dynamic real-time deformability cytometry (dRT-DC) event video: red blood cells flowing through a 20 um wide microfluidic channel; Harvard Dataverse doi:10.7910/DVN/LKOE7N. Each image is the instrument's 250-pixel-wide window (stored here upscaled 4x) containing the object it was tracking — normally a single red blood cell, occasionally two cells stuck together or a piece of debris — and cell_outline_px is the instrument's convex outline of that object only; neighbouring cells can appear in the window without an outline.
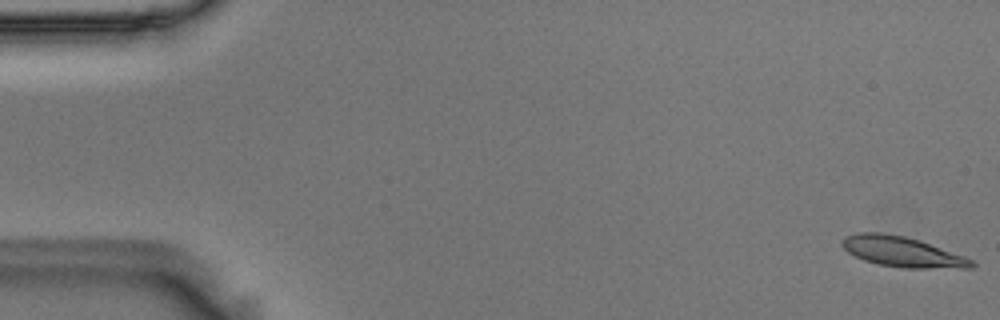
{"species": "Egyptian fruit bat (a non-hibernating species)", "species_latin": "Rousettus aegyptiacus", "temperature_condition": "room temperature", "stored_images_in_passage": 56, "camera_frame_rate_fps": 3000, "um_per_image_px": 0.085, "animal": {"sex": "male"}, "frame": {"image": 1, "passage_image": 1, "time_ms": 0.0, "image_size_px": [1000, 320], "cell_outline_px": [[976, 264], [972, 268], [900, 268], [880, 264], [864, 260], [848, 252], [840, 244], [840, 240], [856, 232], [880, 232], [904, 236], [920, 240], [964, 256], [972, 260]], "centroid_in_image_um": [76.68, 21.4], "position_along_channel_um": 8.3, "area_um2": 22.83}}
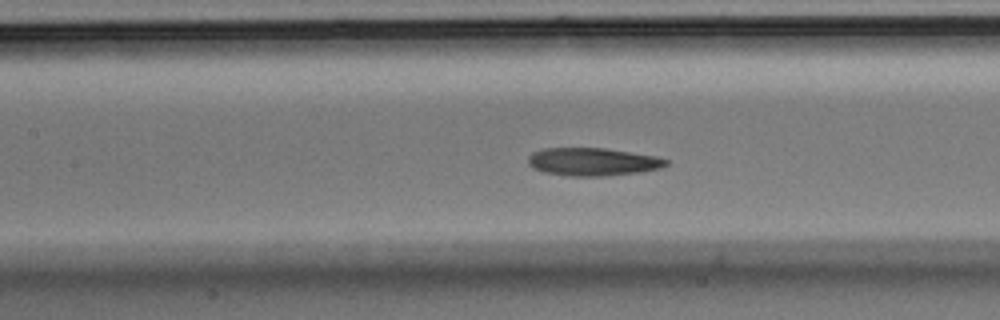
{"frame": {"image": 2, "passage_image": 25, "time_ms": 8.0, "image_size_px": [1000, 320], "cell_outline_px": [[668, 164], [660, 168], [640, 172], [604, 176], [568, 176], [544, 172], [532, 168], [528, 164], [528, 156], [532, 152], [544, 148], [604, 148], [656, 156], [668, 160]], "centroid_in_image_um": [50.35, 13.75], "position_along_channel_um": 157.1, "area_um2": 22.48}}
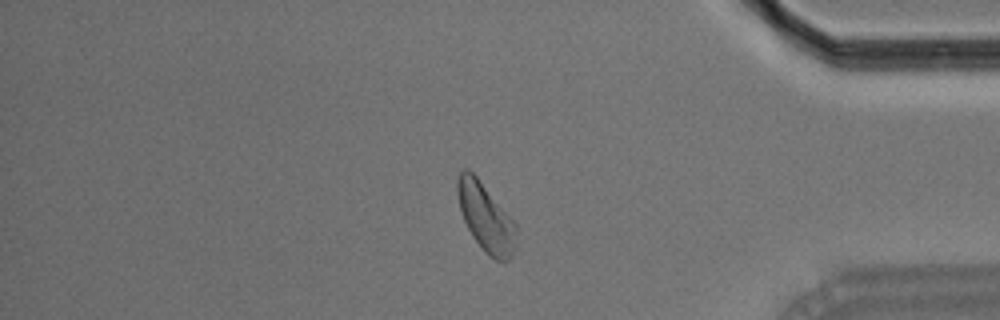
{"frame": {"image": 3, "passage_image": 47, "time_ms": 15.333, "image_size_px": [1000, 320], "cell_outline_px": [[516, 248], [512, 256], [508, 260], [496, 260], [488, 256], [484, 252], [472, 236], [464, 220], [460, 208], [456, 188], [456, 180], [460, 172], [464, 168], [468, 168], [476, 176], [516, 224]], "centroid_in_image_um": [41.28, 18.5], "position_along_channel_um": 393.9, "area_um2": 23.18}, "authors_computed_cell_mechanics": {"area_um2": 22.8888, "velocity_mm_per_s": 3.6021, "shape_relaxation_time_tau1_ms": 8.2278, "shape_relaxation_time_tau2_ms": 3.7128, "deformation_change_tau1": 0.1795, "deformation_change_tau2": 0.0979}}